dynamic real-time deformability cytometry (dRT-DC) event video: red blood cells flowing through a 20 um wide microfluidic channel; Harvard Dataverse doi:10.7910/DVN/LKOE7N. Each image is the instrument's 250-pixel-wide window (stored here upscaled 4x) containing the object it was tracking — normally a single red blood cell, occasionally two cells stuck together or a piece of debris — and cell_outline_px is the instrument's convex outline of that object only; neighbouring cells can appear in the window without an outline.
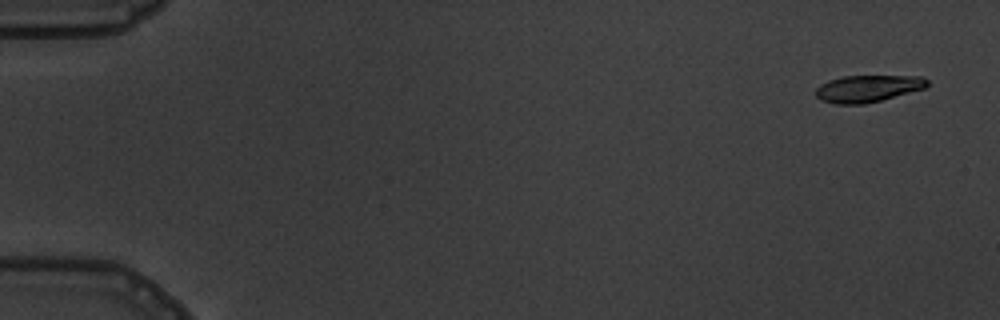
{"species": "common noctule bat (a hibernating species)", "species_latin": "Nyctalus noctula", "temperature_condition": "warm", "stored_images_in_passage": 6, "camera_frame_rate_fps": 3000, "um_per_image_px": 0.085, "animal": {"sex": "male", "body_mass_g": 19.5, "forearm_length_mm": 54.6}, "frame": {"image": 1, "passage_image": 1, "time_ms": 0.0, "image_size_px": [1000, 320], "cell_outline_px": [[928, 84], [924, 88], [880, 100], [864, 104], [836, 104], [820, 100], [816, 96], [816, 88], [820, 84], [828, 80], [844, 76], [920, 76], [928, 80]], "centroid_in_image_um": [73.71, 7.52], "position_along_channel_um": 11.3, "area_um2": 17.34}}